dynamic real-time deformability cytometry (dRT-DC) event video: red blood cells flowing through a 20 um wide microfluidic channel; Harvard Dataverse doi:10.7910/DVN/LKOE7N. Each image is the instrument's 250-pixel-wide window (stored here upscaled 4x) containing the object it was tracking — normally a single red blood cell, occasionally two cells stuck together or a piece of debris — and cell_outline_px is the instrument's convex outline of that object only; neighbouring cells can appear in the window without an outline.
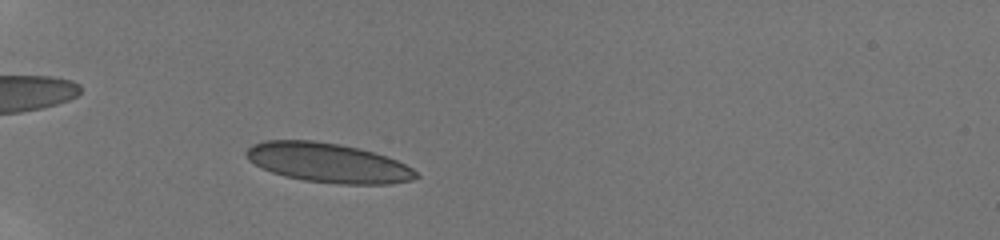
{"species": "human", "species_latin": "Homo sapiens", "temperature_condition": "room temperature", "stored_images_in_passage": 41, "camera_frame_rate_fps": 3000, "um_per_image_px": 0.085, "donor": {"sex": "male"}, "frame": {"image": 1, "passage_image": 7, "time_ms": 2.0, "image_size_px": [1000, 240], "cell_outline_px": [[420, 176], [412, 180], [392, 184], [340, 184], [304, 180], [284, 176], [272, 172], [248, 160], [244, 156], [244, 152], [252, 144], [264, 140], [312, 140], [340, 144], [360, 148], [396, 160], [412, 168]], "centroid_in_image_um": [27.86, 13.83], "position_along_channel_um": 57.1, "area_um2": 39.02}}
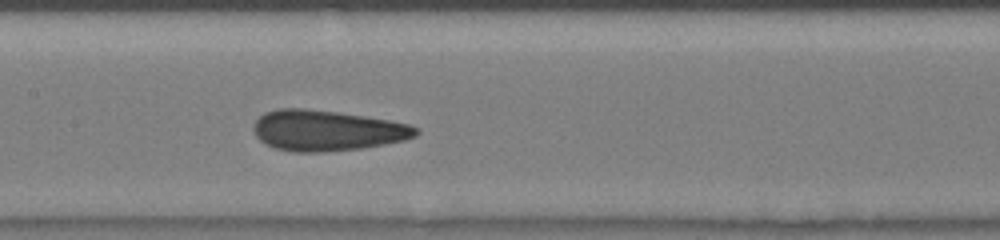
{"frame": {"image": 2, "passage_image": 18, "time_ms": 5.667, "image_size_px": [1000, 240], "cell_outline_px": [[420, 132], [416, 136], [404, 140], [384, 144], [360, 148], [324, 152], [296, 152], [276, 148], [264, 144], [256, 136], [252, 128], [256, 120], [264, 112], [276, 108], [304, 108], [336, 112], [364, 116], [388, 120], [408, 124], [420, 128]], "centroid_in_image_um": [27.76, 11.09], "position_along_channel_um": 179.6, "area_um2": 38.49}}
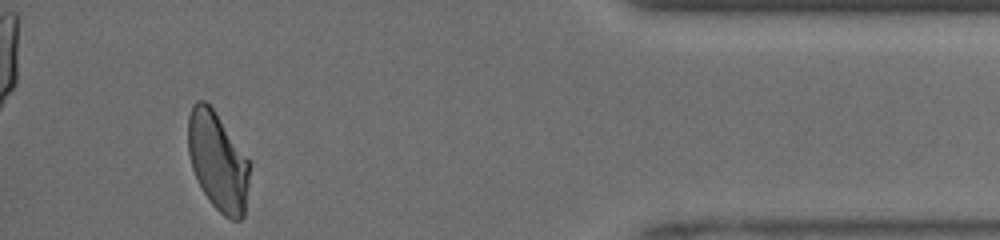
{"frame": {"image": 3, "passage_image": 38, "time_ms": 12.333, "image_size_px": [1000, 240], "cell_outline_px": [[248, 180], [244, 216], [240, 220], [232, 220], [224, 216], [208, 200], [192, 168], [188, 152], [188, 116], [192, 104], [196, 100], [204, 100], [212, 108], [248, 160]], "centroid_in_image_um": [18.48, 13.72], "position_along_channel_um": 416.7, "area_um2": 34.51}, "authors_computed_cell_mechanics": {"area_um2": 37.281, "velocity_mm_per_s": 4.1303, "shape_relaxation_time_tau1_ms": 5.4282, "shape_relaxation_time_tau2_ms": 1.0096, "deformation_change_tau1": 0.1505, "deformation_change_tau2": 0.066}}